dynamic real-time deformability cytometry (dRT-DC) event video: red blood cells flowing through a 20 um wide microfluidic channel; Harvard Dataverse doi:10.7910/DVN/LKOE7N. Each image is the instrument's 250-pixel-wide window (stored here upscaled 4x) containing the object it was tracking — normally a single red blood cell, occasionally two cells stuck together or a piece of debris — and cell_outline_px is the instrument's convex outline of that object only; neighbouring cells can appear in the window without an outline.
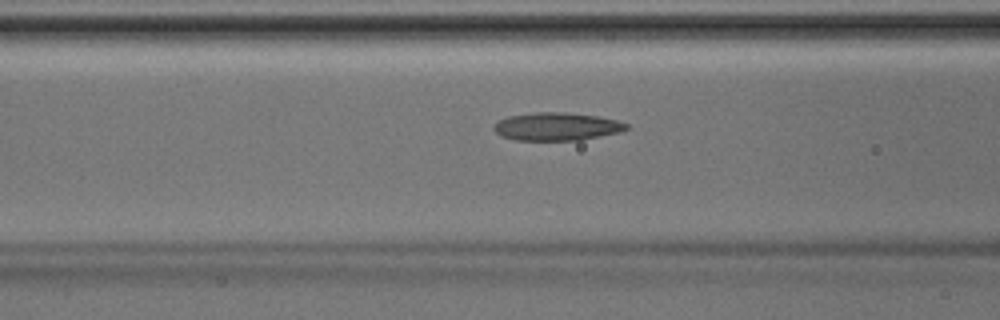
{"species": "Egyptian fruit bat (a non-hibernating species)", "species_latin": "Rousettus aegyptiacus", "temperature_condition": "room temperature", "stored_images_in_passage": 45, "camera_frame_rate_fps": 3000, "um_per_image_px": 0.085, "animal": {"sex": "male"}, "frame": {"image": 1, "passage_image": 18, "time_ms": 5.667, "image_size_px": [1000, 320], "cell_outline_px": [[628, 128], [620, 132], [580, 140], [516, 140], [500, 136], [492, 128], [496, 120], [508, 116], [536, 112], [564, 112], [600, 116], [616, 120], [628, 124]], "centroid_in_image_um": [47.29, 10.75], "position_along_channel_um": 119.3, "area_um2": 21.73}}
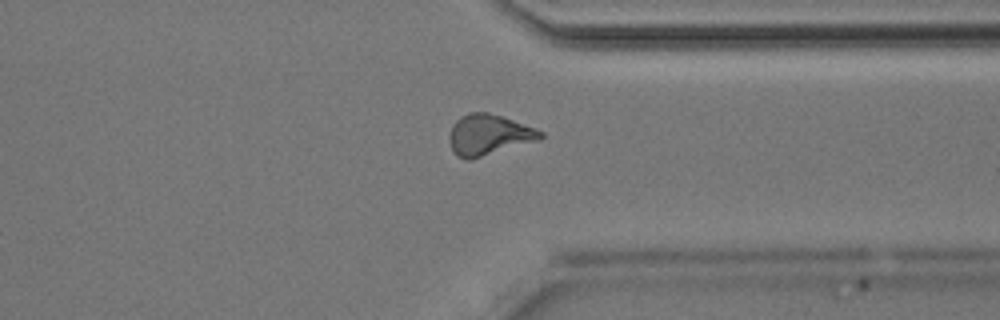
{"frame": {"image": 2, "passage_image": 35, "time_ms": 11.333, "image_size_px": [1000, 320], "cell_outline_px": [[544, 136], [540, 140], [468, 160], [456, 156], [452, 152], [448, 140], [448, 136], [452, 124], [460, 116], [468, 112], [488, 112], [536, 128], [544, 132]], "centroid_in_image_um": [41.51, 11.46], "position_along_channel_um": 369.9, "area_um2": 21.79}}
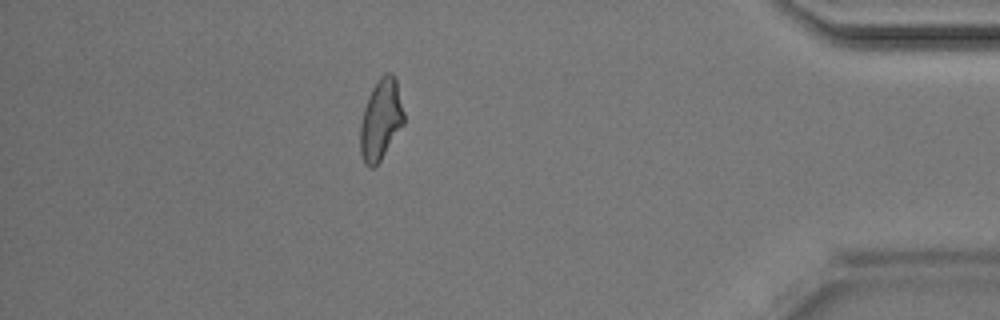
{"frame": {"image": 3, "passage_image": 40, "time_ms": 13.0, "image_size_px": [1000, 320], "cell_outline_px": [[404, 124], [380, 160], [372, 168], [368, 168], [364, 164], [360, 152], [360, 124], [364, 108], [368, 96], [372, 88], [380, 76], [384, 72], [392, 72], [396, 80], [404, 112]], "centroid_in_image_um": [32.36, 10.16], "position_along_channel_um": 402.8, "area_um2": 20.58}}